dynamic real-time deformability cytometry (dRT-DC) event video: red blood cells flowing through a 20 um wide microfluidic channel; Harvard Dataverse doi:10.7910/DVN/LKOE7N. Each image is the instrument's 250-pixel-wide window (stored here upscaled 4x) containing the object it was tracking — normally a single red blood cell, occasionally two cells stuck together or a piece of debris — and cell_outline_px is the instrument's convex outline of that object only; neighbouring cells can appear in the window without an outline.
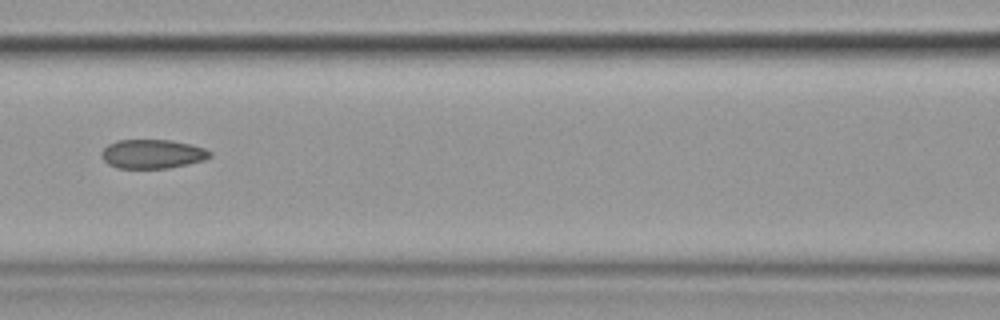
{"species": "common noctule bat (a hibernating species)", "species_latin": "Nyctalus noctula", "temperature_condition": "cold", "stored_images_in_passage": 9, "camera_frame_rate_fps": 3000, "um_per_image_px": 0.085, "animal": {"sex": "female", "body_mass_g": 19.9}, "frame": {"image": 1, "passage_image": 6, "time_ms": 6.0, "image_size_px": [1000, 320], "cell_outline_px": [[212, 156], [204, 160], [188, 164], [168, 168], [116, 168], [108, 164], [100, 156], [100, 152], [108, 144], [116, 140], [172, 140], [204, 148], [212, 152]], "centroid_in_image_um": [12.93, 13.09], "position_along_channel_um": 153.7, "area_um2": 18.44}}
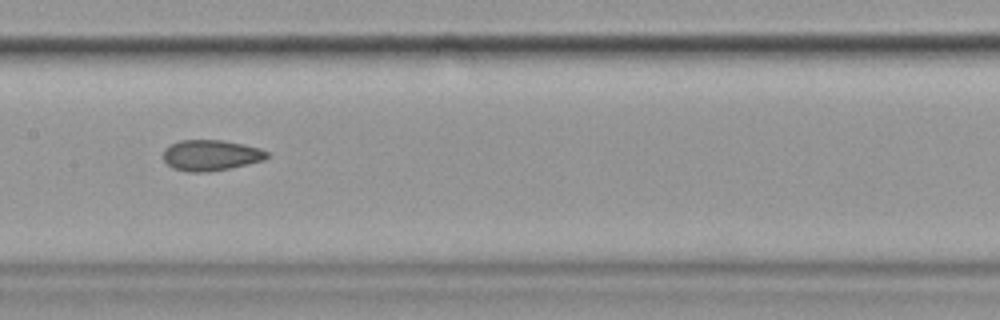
{"frame": {"image": 2, "passage_image": 7, "time_ms": 7.0, "image_size_px": [1000, 320], "cell_outline_px": [[268, 156], [264, 160], [228, 168], [208, 172], [188, 172], [172, 168], [164, 160], [164, 148], [168, 144], [180, 140], [224, 140], [244, 144], [260, 148], [268, 152]], "centroid_in_image_um": [17.89, 13.18], "position_along_channel_um": 189.5, "area_um2": 18.67}}
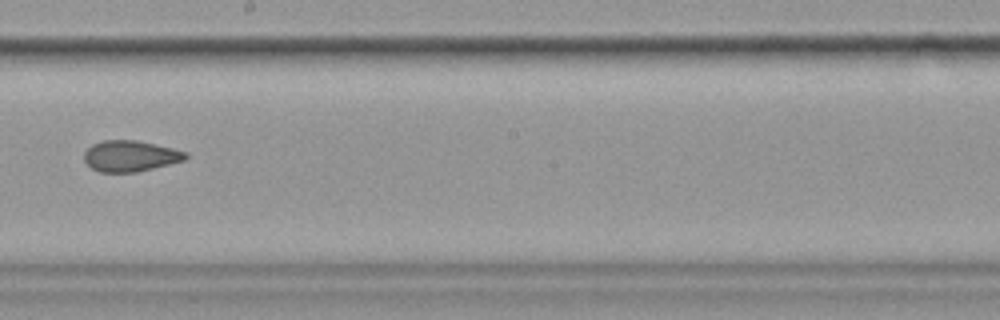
{"frame": {"image": 3, "passage_image": 8, "time_ms": 8.333, "image_size_px": [1000, 320], "cell_outline_px": [[188, 156], [184, 160], [136, 172], [100, 172], [92, 168], [84, 160], [84, 152], [92, 144], [100, 140], [136, 140], [172, 148], [188, 152]], "centroid_in_image_um": [11.05, 13.25], "position_along_channel_um": 237.1, "area_um2": 18.21}}